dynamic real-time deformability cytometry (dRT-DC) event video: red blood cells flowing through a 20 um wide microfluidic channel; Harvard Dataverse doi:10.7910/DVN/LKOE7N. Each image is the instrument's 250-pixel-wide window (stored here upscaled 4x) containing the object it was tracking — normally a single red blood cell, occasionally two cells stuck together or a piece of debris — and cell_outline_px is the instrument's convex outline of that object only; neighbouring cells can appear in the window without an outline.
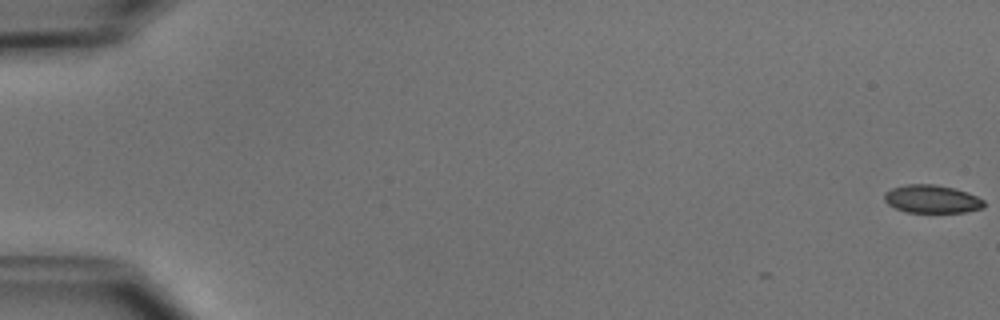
{"species": "common noctule bat (a hibernating species)", "species_latin": "Nyctalus noctula", "temperature_condition": "cold", "stored_images_in_passage": 2, "camera_frame_rate_fps": 3000, "um_per_image_px": 0.085, "animal": {"sex": "male", "body_mass_g": 15.6}, "frame": {"image": 1, "passage_image": 2, "time_ms": 0.333, "image_size_px": [1000, 320], "cell_outline_px": [[984, 208], [964, 212], [908, 212], [896, 208], [888, 204], [884, 200], [884, 192], [892, 188], [904, 184], [936, 184], [968, 192], [984, 200]], "centroid_in_image_um": [79.2, 16.91], "position_along_channel_um": 5.8, "area_um2": 16.3}}